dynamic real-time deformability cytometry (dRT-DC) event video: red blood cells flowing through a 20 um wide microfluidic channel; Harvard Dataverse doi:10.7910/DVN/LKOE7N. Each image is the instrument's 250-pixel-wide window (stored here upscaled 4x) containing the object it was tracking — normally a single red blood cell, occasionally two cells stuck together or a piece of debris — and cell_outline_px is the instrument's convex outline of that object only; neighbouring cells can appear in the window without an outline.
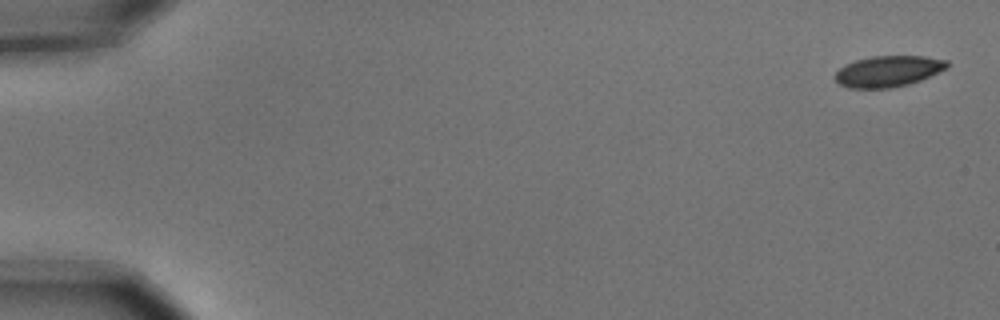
{"species": "common noctule bat (a hibernating species)", "species_latin": "Nyctalus noctula", "temperature_condition": "cold", "stored_images_in_passage": 14, "camera_frame_rate_fps": 3000, "um_per_image_px": 0.085, "animal": {"sex": "male", "body_mass_g": 15.6}, "frame": {"image": 1, "passage_image": 1, "time_ms": 0.0, "image_size_px": [1000, 320], "cell_outline_px": [[948, 68], [920, 80], [908, 84], [892, 88], [848, 88], [840, 84], [836, 80], [836, 72], [844, 64], [856, 60], [872, 56], [924, 56], [948, 60]], "centroid_in_image_um": [75.51, 6.05], "position_along_channel_um": 9.5, "area_um2": 20.23}}
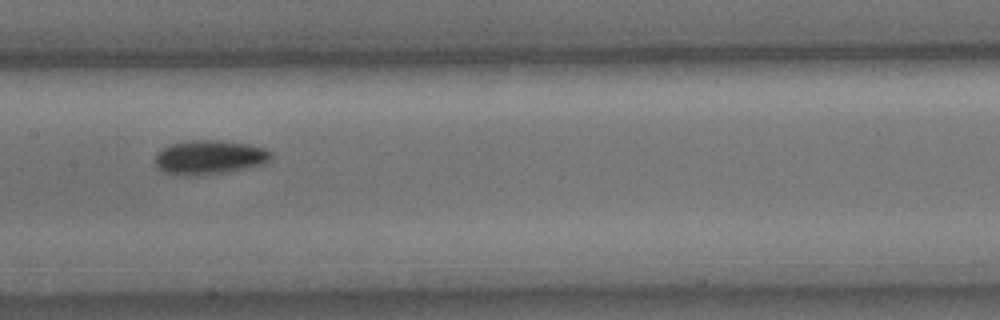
{"frame": {"image": 2, "passage_image": 8, "time_ms": 2.333, "image_size_px": [1000, 320], "cell_outline_px": [[272, 156], [264, 164], [248, 168], [228, 172], [200, 176], [176, 176], [164, 172], [156, 164], [156, 152], [172, 144], [188, 140], [220, 140], [248, 144], [268, 148], [272, 152]], "centroid_in_image_um": [17.83, 13.38], "position_along_channel_um": 189.6, "area_um2": 23.47}}
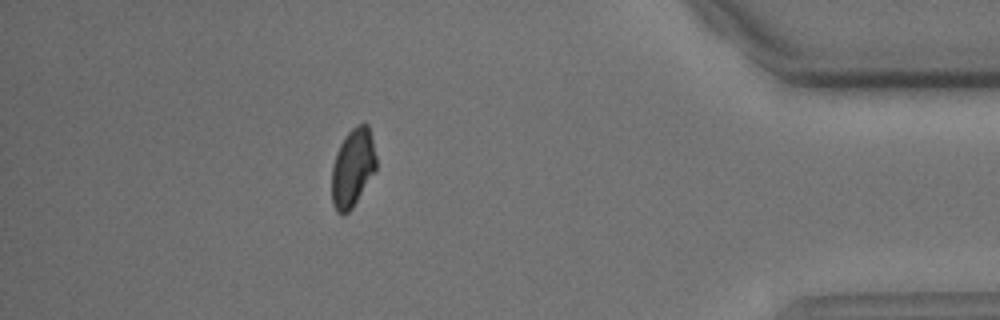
{"frame": {"image": 3, "passage_image": 14, "time_ms": 4.333, "image_size_px": [1000, 320], "cell_outline_px": [[376, 168], [352, 208], [348, 212], [340, 216], [336, 212], [332, 204], [332, 168], [336, 152], [344, 136], [352, 128], [360, 124], [368, 124], [376, 156]], "centroid_in_image_um": [29.95, 14.27], "position_along_channel_um": 405.2, "area_um2": 20.11}}